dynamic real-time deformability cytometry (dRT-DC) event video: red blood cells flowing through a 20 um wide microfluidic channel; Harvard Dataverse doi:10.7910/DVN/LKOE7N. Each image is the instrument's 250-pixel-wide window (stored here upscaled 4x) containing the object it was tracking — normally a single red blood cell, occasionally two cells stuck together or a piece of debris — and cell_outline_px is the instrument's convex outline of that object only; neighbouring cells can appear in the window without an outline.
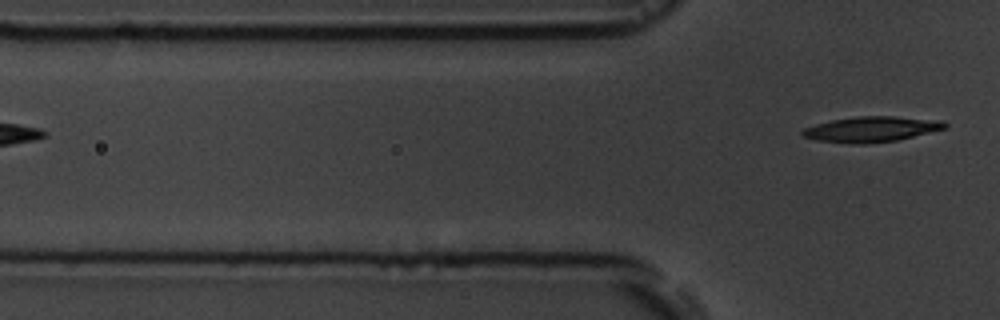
{"species": "common noctule bat (a hibernating species)", "species_latin": "Nyctalus noctula", "temperature_condition": "room temperature", "stored_images_in_passage": 4, "camera_frame_rate_fps": 3000, "um_per_image_px": 0.085, "animal": {"sex": "male", "body_mass_g": 19.5, "forearm_length_mm": 54.6}, "frame": {"image": 1, "passage_image": 4, "time_ms": 3.667, "image_size_px": [1000, 320], "cell_outline_px": [[948, 124], [944, 128], [896, 140], [864, 144], [852, 144], [816, 140], [804, 136], [800, 132], [804, 128], [816, 124], [832, 120], [856, 116], [892, 116], [940, 120]], "centroid_in_image_um": [74.01, 10.98], "position_along_channel_um": 51.8, "area_um2": 20.81}}